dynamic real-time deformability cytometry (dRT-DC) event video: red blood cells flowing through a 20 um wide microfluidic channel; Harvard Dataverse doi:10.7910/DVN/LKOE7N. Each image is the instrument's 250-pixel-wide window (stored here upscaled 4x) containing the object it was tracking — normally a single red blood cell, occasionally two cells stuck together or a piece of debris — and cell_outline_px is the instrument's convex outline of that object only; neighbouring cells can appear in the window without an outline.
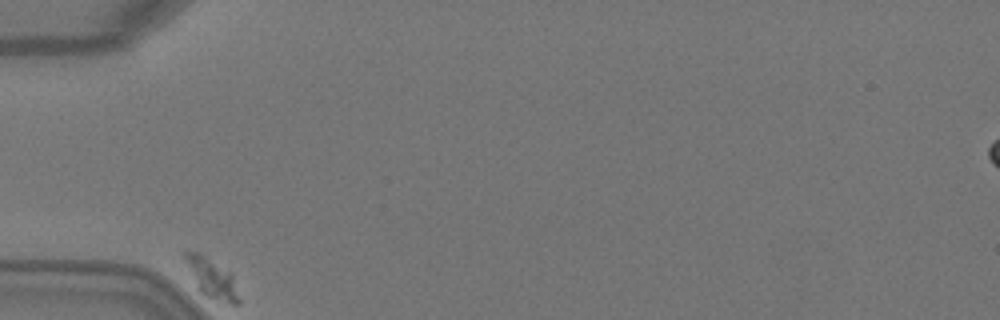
{"species": "Egyptian fruit bat (a non-hibernating species)", "species_latin": "Rousettus aegyptiacus", "temperature_condition": "warm", "stored_images_in_passage": 6, "camera_frame_rate_fps": 3000, "um_per_image_px": 0.085, "animal": {"sex": "female"}, "frame": {"image": 1, "passage_image": 1, "time_ms": 0.0, "image_size_px": [1000, 320], "cell_outline_px": [[240, 304], [232, 304], [216, 300], [204, 296], [196, 288], [184, 256], [184, 252], [200, 252], [228, 272], [232, 276], [240, 300]], "centroid_in_image_um": [17.99, 23.69], "position_along_channel_um": 67.0, "area_um2": 12.08}}
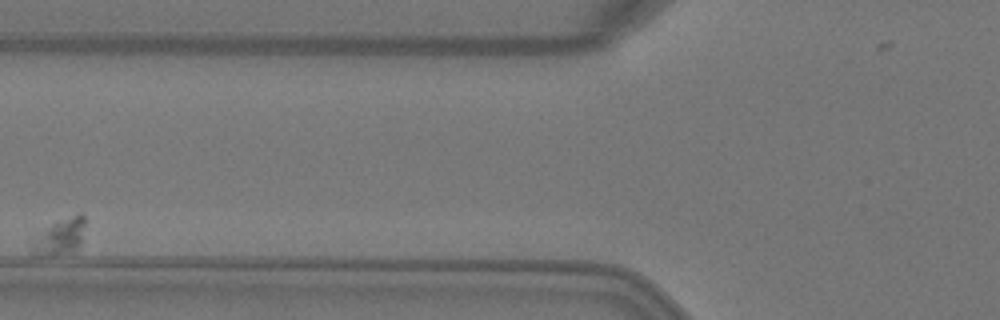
{"frame": {"image": 2, "passage_image": 3, "time_ms": 0.667, "image_size_px": [1000, 320], "cell_outline_px": [[84, 224], [80, 244], [72, 252], [52, 256], [36, 252], [32, 248], [36, 240], [52, 224], [80, 212], [84, 216]], "centroid_in_image_um": [5.21, 20.11], "position_along_channel_um": 120.6, "area_um2": 10.23}}